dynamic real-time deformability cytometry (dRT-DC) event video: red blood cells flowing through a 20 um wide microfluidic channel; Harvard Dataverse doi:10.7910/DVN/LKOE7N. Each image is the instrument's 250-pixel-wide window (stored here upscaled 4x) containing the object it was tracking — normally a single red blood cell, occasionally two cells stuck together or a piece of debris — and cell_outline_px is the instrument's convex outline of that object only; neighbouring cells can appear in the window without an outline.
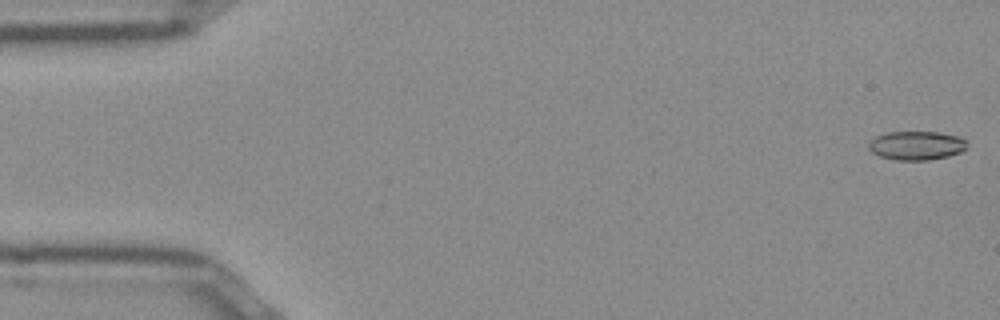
{"species": "Egyptian fruit bat (a non-hibernating species)", "species_latin": "Rousettus aegyptiacus", "temperature_condition": "room temperature", "stored_images_in_passage": 51, "camera_frame_rate_fps": 3000, "um_per_image_px": 0.085, "frame": {"image": 1, "passage_image": 1, "time_ms": 0.0, "image_size_px": [1000, 320], "cell_outline_px": [[964, 148], [960, 152], [948, 156], [928, 160], [896, 160], [880, 156], [872, 152], [868, 148], [868, 144], [876, 136], [888, 132], [936, 132], [956, 136], [964, 140]], "centroid_in_image_um": [77.84, 12.37], "position_along_channel_um": 7.2, "area_um2": 16.18}}
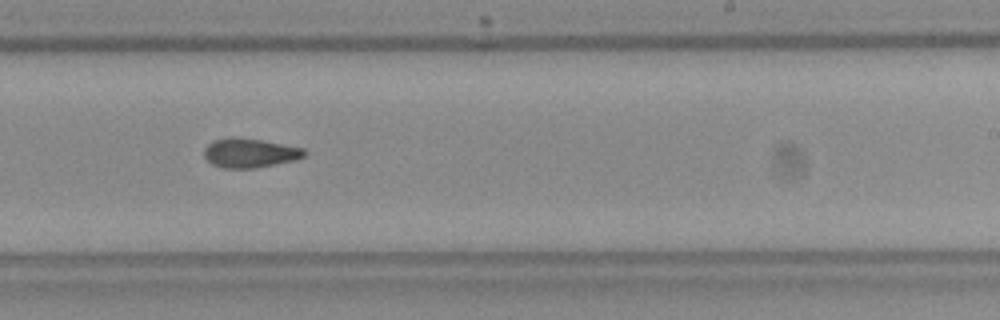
{"frame": {"image": 2, "passage_image": 31, "time_ms": 10.0, "image_size_px": [1000, 320], "cell_outline_px": [[308, 152], [304, 156], [292, 160], [256, 168], [224, 168], [212, 164], [204, 156], [204, 148], [212, 140], [228, 136], [240, 136], [264, 140], [304, 148]], "centroid_in_image_um": [21.2, 12.97], "position_along_channel_um": 267.8, "area_um2": 17.34}}
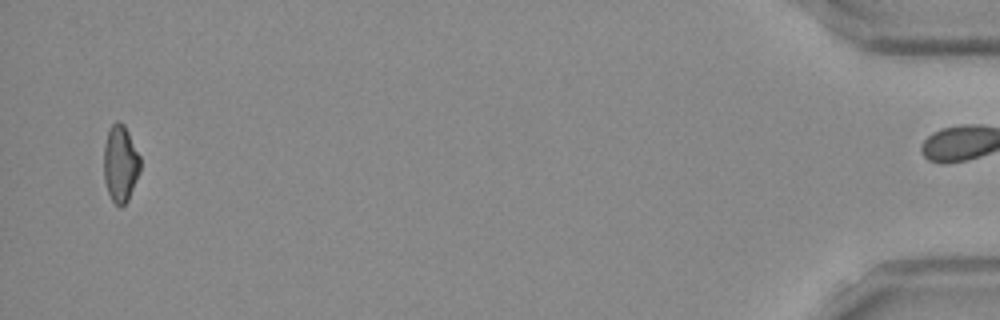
{"frame": {"image": 3, "passage_image": 50, "time_ms": 16.333, "image_size_px": [1000, 320], "cell_outline_px": [[140, 172], [128, 200], [120, 208], [112, 200], [108, 192], [104, 180], [104, 144], [108, 128], [116, 120], [120, 120], [124, 124], [140, 156]], "centroid_in_image_um": [10.23, 13.88], "position_along_channel_um": 425.0, "area_um2": 16.47}, "authors_computed_cell_mechanics": {"area_um2": 16.9354, "velocity_mm_per_s": 3.935, "shape_relaxation_time_tau1_ms": null, "shape_relaxation_time_tau2_ms": 5.5361, "deformation_change_tau1": null, "deformation_change_tau2": 0.1412}}